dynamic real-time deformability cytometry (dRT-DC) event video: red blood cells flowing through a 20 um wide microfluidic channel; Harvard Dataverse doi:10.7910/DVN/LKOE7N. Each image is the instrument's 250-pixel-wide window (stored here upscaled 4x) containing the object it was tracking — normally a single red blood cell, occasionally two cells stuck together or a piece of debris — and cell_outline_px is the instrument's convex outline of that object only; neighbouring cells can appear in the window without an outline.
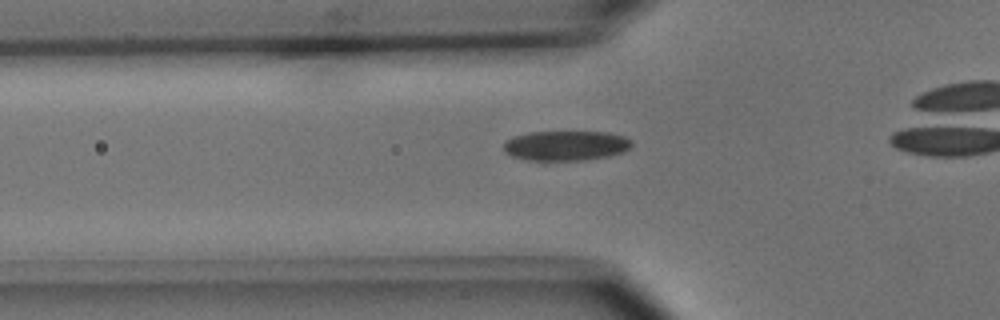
{"species": "common noctule bat (a hibernating species)", "species_latin": "Nyctalus noctula", "temperature_condition": "cold", "stored_images_in_passage": 35, "camera_frame_rate_fps": 3000, "um_per_image_px": 0.085, "animal": {"sex": "male", "body_mass_g": 15.6}, "frame": {"image": 1, "passage_image": 9, "time_ms": 2.667, "image_size_px": [1000, 320], "cell_outline_px": [[632, 144], [624, 152], [608, 156], [584, 160], [544, 164], [512, 156], [504, 152], [504, 144], [512, 136], [528, 132], [608, 132], [624, 136], [632, 140]], "centroid_in_image_um": [48.06, 12.42], "position_along_channel_um": 77.7, "area_um2": 23.12}}
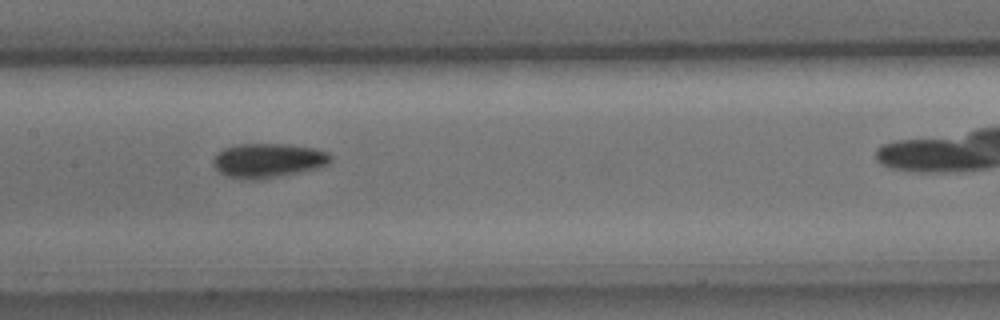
{"frame": {"image": 2, "passage_image": 17, "time_ms": 5.333, "image_size_px": [1000, 320], "cell_outline_px": [[332, 160], [328, 164], [316, 168], [300, 172], [256, 180], [244, 180], [228, 176], [220, 172], [212, 164], [212, 160], [224, 148], [240, 144], [284, 144], [316, 148], [328, 152], [332, 156]], "centroid_in_image_um": [22.81, 13.64], "position_along_channel_um": 184.6, "area_um2": 23.41}}
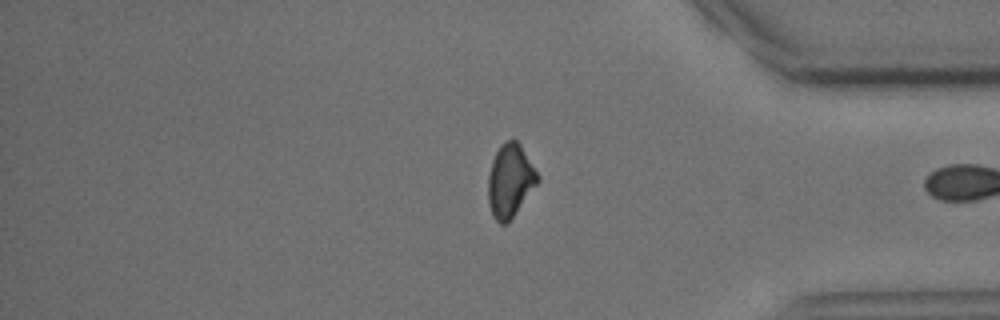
{"frame": {"image": 3, "passage_image": 34, "time_ms": 11.0, "image_size_px": [1000, 320], "cell_outline_px": [[540, 180], [508, 224], [500, 224], [492, 216], [488, 204], [488, 176], [492, 160], [500, 144], [512, 136], [520, 144], [540, 176]], "centroid_in_image_um": [43.35, 15.35], "position_along_channel_um": 391.8, "area_um2": 21.44}}